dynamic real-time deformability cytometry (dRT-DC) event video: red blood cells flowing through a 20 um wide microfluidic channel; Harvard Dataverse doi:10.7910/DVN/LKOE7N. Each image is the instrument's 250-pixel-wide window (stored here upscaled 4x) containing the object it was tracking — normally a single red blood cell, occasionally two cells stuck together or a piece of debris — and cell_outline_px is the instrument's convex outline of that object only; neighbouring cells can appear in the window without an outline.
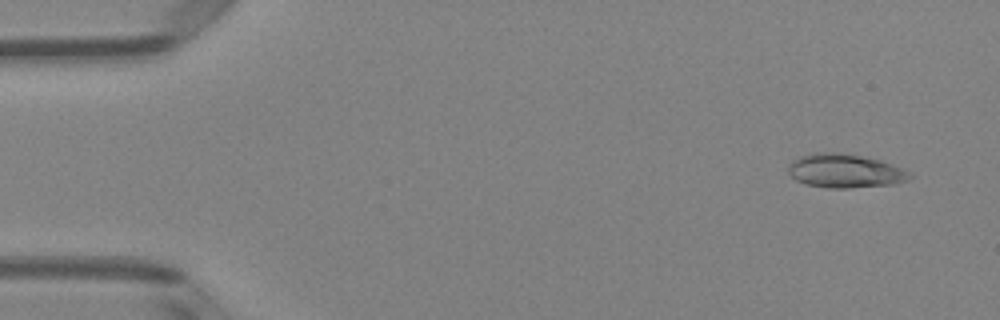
{"species": "Egyptian fruit bat (a non-hibernating species)", "species_latin": "Rousettus aegyptiacus", "temperature_condition": "room temperature", "stored_images_in_passage": 50, "camera_frame_rate_fps": 3000, "um_per_image_px": 0.085, "animal": {"sex": "female"}, "frame": {"image": 1, "passage_image": 3, "time_ms": 0.667, "image_size_px": [1000, 320], "cell_outline_px": [[912, 176], [908, 180], [892, 184], [848, 188], [828, 188], [808, 184], [796, 180], [788, 172], [788, 164], [792, 160], [800, 156], [816, 152], [840, 152], [880, 160], [892, 164], [908, 172]], "centroid_in_image_um": [71.78, 14.52], "position_along_channel_um": 13.2, "area_um2": 23.76}}
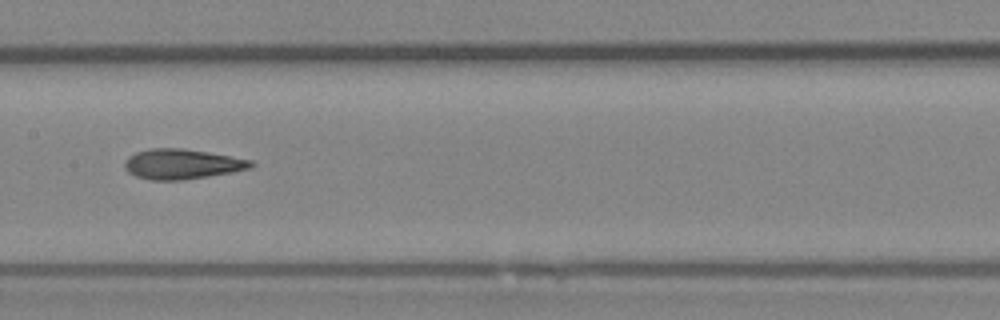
{"frame": {"image": 2, "passage_image": 25, "time_ms": 8.0, "image_size_px": [1000, 320], "cell_outline_px": [[256, 164], [252, 168], [232, 172], [208, 176], [180, 180], [152, 180], [136, 176], [128, 172], [124, 164], [124, 160], [128, 156], [136, 152], [148, 148], [184, 148], [208, 152], [252, 160]], "centroid_in_image_um": [15.47, 13.93], "position_along_channel_um": 191.9, "area_um2": 22.2}}
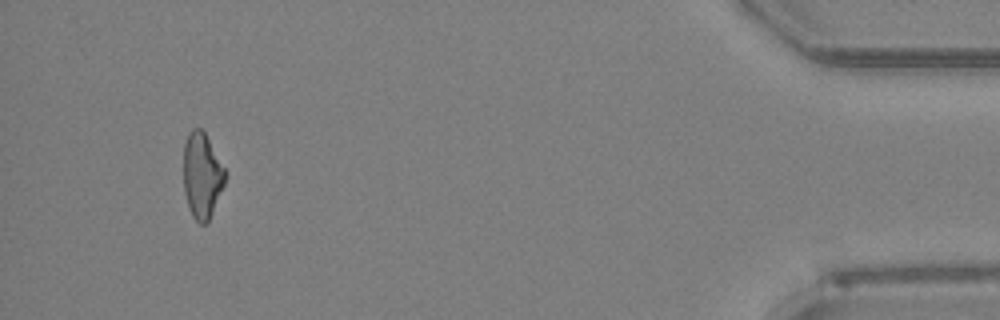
{"frame": {"image": 3, "passage_image": 47, "time_ms": 15.333, "image_size_px": [1000, 320], "cell_outline_px": [[228, 172], [224, 184], [212, 212], [208, 220], [204, 224], [200, 224], [192, 216], [188, 208], [184, 192], [184, 144], [188, 132], [192, 128], [200, 128], [204, 132]], "centroid_in_image_um": [17.17, 14.9], "position_along_channel_um": 418.0, "area_um2": 20.81}, "authors_computed_cell_mechanics": {"area_um2": 21.9929, "velocity_mm_per_s": 4.0433, "shape_relaxation_time_tau1_ms": 8.0707, "shape_relaxation_time_tau2_ms": 2.4605, "deformation_change_tau1": 0.192, "deformation_change_tau2": 0.115}}